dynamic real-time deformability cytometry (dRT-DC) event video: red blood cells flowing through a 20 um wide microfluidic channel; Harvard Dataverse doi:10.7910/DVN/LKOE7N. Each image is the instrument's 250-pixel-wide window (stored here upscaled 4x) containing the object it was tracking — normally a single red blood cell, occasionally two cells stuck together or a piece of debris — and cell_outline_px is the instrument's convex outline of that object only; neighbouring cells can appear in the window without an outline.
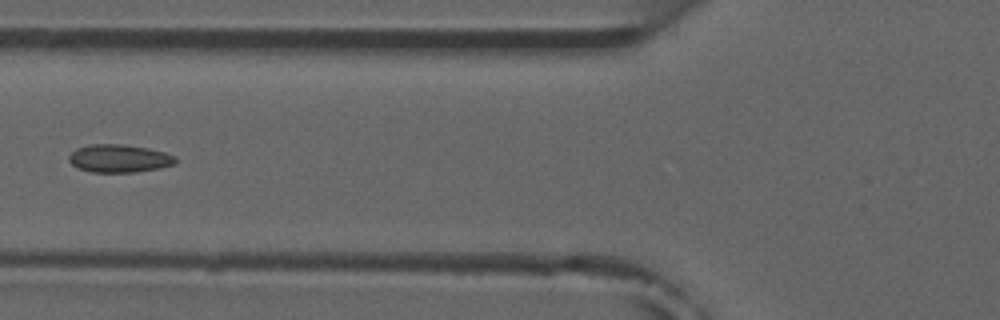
{"species": "common noctule bat (a hibernating species)", "species_latin": "Nyctalus noctula", "temperature_condition": "room temperature", "stored_images_in_passage": 5, "camera_frame_rate_fps": 3000, "um_per_image_px": 0.085, "animal": {"sex": "male", "forearm_length_mm": 52.5}, "frame": {"image": 1, "passage_image": 5, "time_ms": 4.667, "image_size_px": [1000, 320], "cell_outline_px": [[176, 164], [160, 168], [136, 172], [92, 172], [80, 168], [72, 164], [68, 160], [68, 156], [76, 148], [88, 144], [124, 144], [148, 148], [164, 152], [176, 156]], "centroid_in_image_um": [10.14, 13.46], "position_along_channel_um": 115.7, "area_um2": 17.46}}